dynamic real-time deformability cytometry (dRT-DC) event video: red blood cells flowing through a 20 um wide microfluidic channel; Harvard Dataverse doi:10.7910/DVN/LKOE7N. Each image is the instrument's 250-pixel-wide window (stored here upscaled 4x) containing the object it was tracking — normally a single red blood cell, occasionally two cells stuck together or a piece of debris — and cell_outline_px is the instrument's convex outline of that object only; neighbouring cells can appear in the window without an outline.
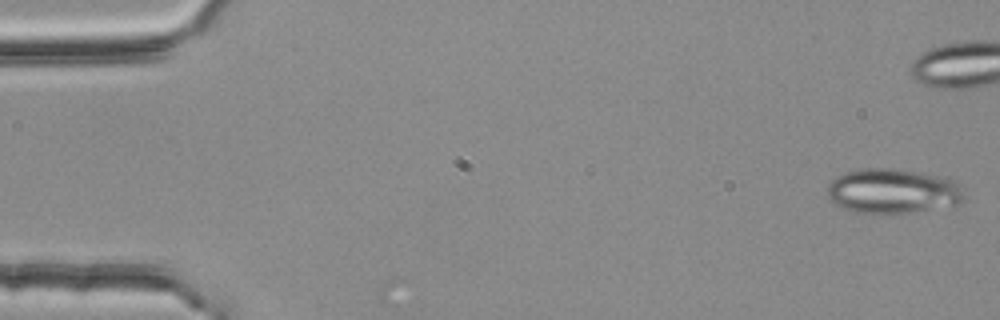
{"species": "common noctule bat (a hibernating species)", "species_latin": "Nyctalus noctula", "temperature_condition": "room temperature", "stored_images_in_passage": 5, "camera_frame_rate_fps": 3000, "um_per_image_px": 0.085, "animal": {"sex": "female", "body_mass_g": 25.1}, "frame": {"image": 1, "passage_image": 1, "time_ms": 0.0, "image_size_px": [1000, 320], "cell_outline_px": [[964, 196], [960, 204], [888, 216], [852, 212], [840, 208], [828, 196], [828, 184], [836, 176], [844, 172], [864, 168], [892, 168], [920, 172], [944, 176], [960, 184]], "centroid_in_image_um": [75.87, 16.27], "position_along_channel_um": 9.1, "area_um2": 36.53}}